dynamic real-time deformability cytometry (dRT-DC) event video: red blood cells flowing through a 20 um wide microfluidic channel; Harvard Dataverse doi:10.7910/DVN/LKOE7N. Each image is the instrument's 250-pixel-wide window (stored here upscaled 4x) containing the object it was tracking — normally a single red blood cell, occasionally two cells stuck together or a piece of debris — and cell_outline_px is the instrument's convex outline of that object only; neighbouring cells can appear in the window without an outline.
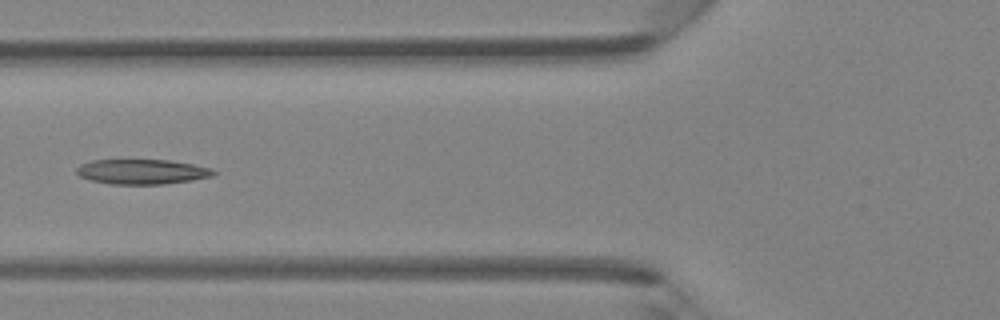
{"species": "Egyptian fruit bat (a non-hibernating species)", "species_latin": "Rousettus aegyptiacus", "temperature_condition": "room temperature", "stored_images_in_passage": 5, "camera_frame_rate_fps": 3000, "um_per_image_px": 0.085, "animal": {"sex": "female"}, "frame": {"image": 1, "passage_image": 5, "time_ms": 4.333, "image_size_px": [1000, 320], "cell_outline_px": [[220, 172], [212, 176], [192, 180], [164, 184], [112, 184], [92, 180], [80, 176], [76, 172], [76, 168], [80, 164], [92, 160], [168, 160], [192, 164], [212, 168]], "centroid_in_image_um": [12.11, 14.59], "position_along_channel_um": 113.7, "area_um2": 19.88}}